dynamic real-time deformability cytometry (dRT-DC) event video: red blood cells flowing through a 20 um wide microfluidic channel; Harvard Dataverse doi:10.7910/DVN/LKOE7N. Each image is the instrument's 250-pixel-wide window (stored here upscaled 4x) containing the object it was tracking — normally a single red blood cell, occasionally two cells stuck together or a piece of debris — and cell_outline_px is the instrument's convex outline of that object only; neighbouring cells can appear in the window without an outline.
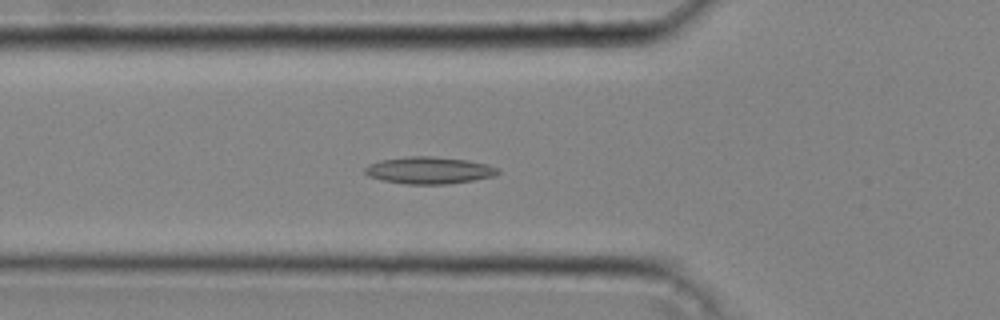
{"species": "common noctule bat (a hibernating species)", "species_latin": "Nyctalus noctula", "temperature_condition": "cold", "stored_images_in_passage": 36, "camera_frame_rate_fps": 3000, "um_per_image_px": 0.085, "animal": {"sex": "male", "body_mass_g": 20.4}, "frame": {"image": 1, "passage_image": 8, "time_ms": 2.333, "image_size_px": [1000, 320], "cell_outline_px": [[500, 172], [496, 176], [448, 184], [408, 184], [380, 180], [368, 176], [364, 172], [364, 168], [368, 164], [380, 160], [412, 156], [432, 156], [468, 160], [488, 164], [496, 168]], "centroid_in_image_um": [36.46, 14.48], "position_along_channel_um": 89.3, "area_um2": 20.98}}
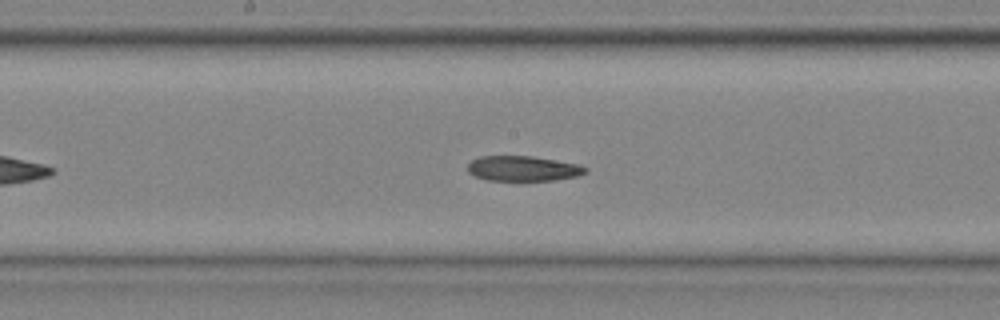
{"frame": {"image": 2, "passage_image": 16, "time_ms": 5.0, "image_size_px": [1000, 320], "cell_outline_px": [[588, 172], [576, 176], [552, 180], [488, 180], [476, 176], [468, 172], [468, 164], [472, 160], [480, 156], [532, 156], [580, 164], [588, 168]], "centroid_in_image_um": [44.48, 14.31], "position_along_channel_um": 203.7, "area_um2": 17.17}}
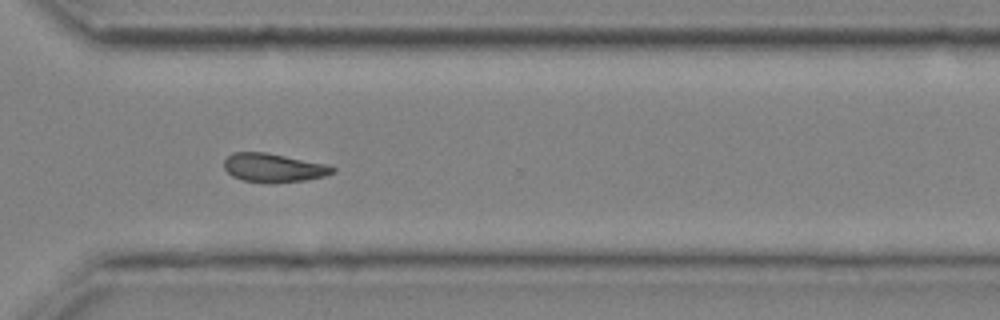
{"frame": {"image": 3, "passage_image": 26, "time_ms": 8.333, "image_size_px": [1000, 320], "cell_outline_px": [[336, 172], [324, 176], [304, 180], [272, 184], [240, 180], [232, 176], [224, 168], [224, 160], [232, 152], [268, 152], [328, 164], [336, 168]], "centroid_in_image_um": [23.26, 14.26], "position_along_channel_um": 347.3, "area_um2": 18.55}, "authors_computed_cell_mechanics": {"area_um2": 17.8602, "velocity_mm_per_s": 4.2909, "shape_relaxation_time_tau1_ms": null, "shape_relaxation_time_tau2_ms": 8.4442, "deformation_change_tau1": null, "deformation_change_tau2": 0.1739}}